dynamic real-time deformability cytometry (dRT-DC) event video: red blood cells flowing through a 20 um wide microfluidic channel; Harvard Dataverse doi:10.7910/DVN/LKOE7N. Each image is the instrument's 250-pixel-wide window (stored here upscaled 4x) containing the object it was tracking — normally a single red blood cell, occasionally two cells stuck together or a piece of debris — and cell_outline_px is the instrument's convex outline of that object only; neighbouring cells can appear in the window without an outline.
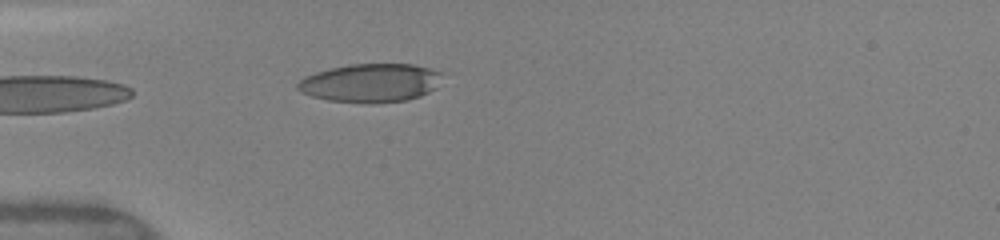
{"species": "human", "species_latin": "Homo sapiens", "temperature_condition": "warm", "stored_images_in_passage": 36, "camera_frame_rate_fps": 3000, "um_per_image_px": 0.085, "donor": {"sex": "female"}, "frame": {"image": 1, "passage_image": 2, "time_ms": 0.333, "image_size_px": [1000, 240], "cell_outline_px": [[444, 72], [436, 88], [420, 96], [408, 100], [372, 104], [368, 104], [328, 100], [312, 96], [300, 92], [296, 88], [296, 84], [304, 76], [316, 72], [332, 68], [352, 64], [412, 64]], "centroid_in_image_um": [31.5, 7.06], "position_along_channel_um": 53.5, "area_um2": 32.71}}
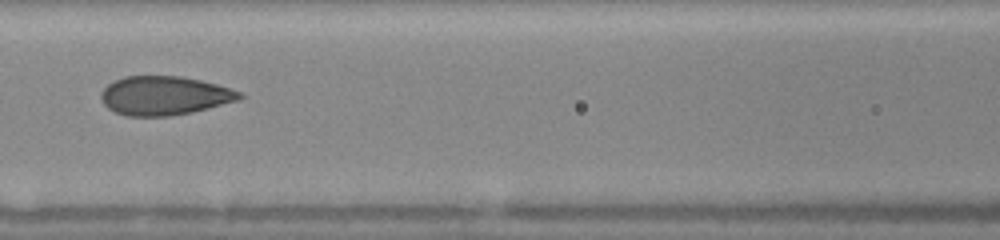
{"frame": {"image": 2, "passage_image": 10, "time_ms": 3.0, "image_size_px": [1000, 240], "cell_outline_px": [[244, 96], [240, 100], [192, 112], [168, 116], [128, 116], [116, 112], [108, 108], [104, 104], [100, 96], [104, 88], [112, 80], [124, 76], [180, 76], [200, 80], [216, 84], [240, 92]], "centroid_in_image_um": [13.96, 8.12], "position_along_channel_um": 152.6, "area_um2": 31.33}}
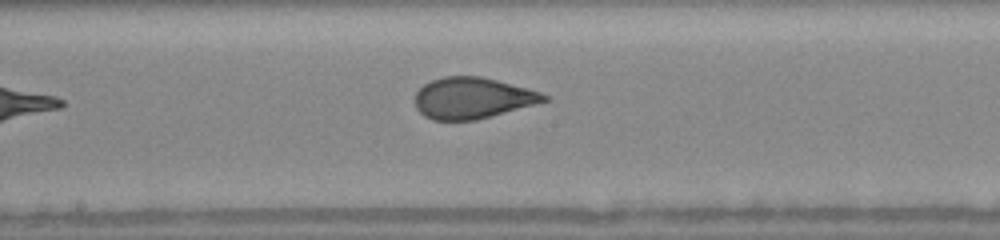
{"frame": {"image": 3, "passage_image": 14, "time_ms": 4.333, "image_size_px": [1000, 240], "cell_outline_px": [[548, 100], [476, 120], [432, 120], [424, 116], [416, 108], [416, 92], [424, 84], [432, 80], [444, 76], [480, 76], [528, 88], [540, 92], [548, 96]], "centroid_in_image_um": [40.13, 8.33], "position_along_channel_um": 208.1, "area_um2": 30.63}, "authors_computed_cell_mechanics": {"area_um2": 31.8189, "velocity_mm_per_s": 4.1696, "shape_relaxation_time_tau1_ms": 5.9813, "shape_relaxation_time_tau2_ms": 0.6597, "deformation_change_tau1": 0.1757, "deformation_change_tau2": 0.0678}}